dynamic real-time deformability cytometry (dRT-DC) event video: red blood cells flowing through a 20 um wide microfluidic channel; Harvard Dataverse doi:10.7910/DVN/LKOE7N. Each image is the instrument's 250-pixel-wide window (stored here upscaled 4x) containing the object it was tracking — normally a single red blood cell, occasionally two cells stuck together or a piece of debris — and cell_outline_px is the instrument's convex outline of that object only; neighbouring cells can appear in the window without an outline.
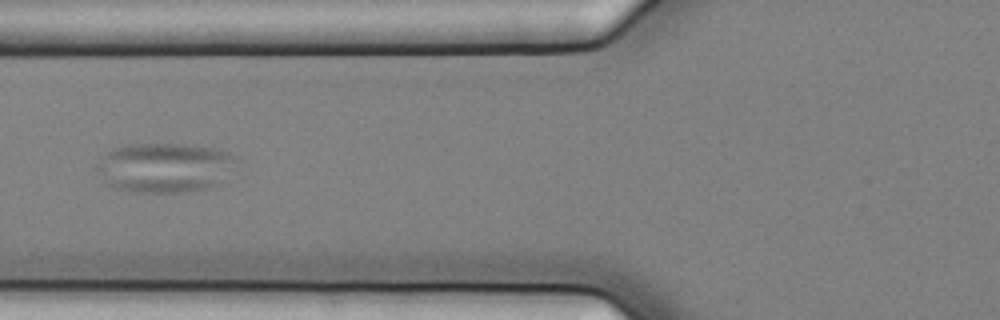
{"species": "common noctule bat (a hibernating species)", "species_latin": "Nyctalus noctula", "temperature_condition": "cold", "stored_images_in_passage": 7, "camera_frame_rate_fps": 3000, "um_per_image_px": 0.085, "animal": {"sex": "female", "body_mass_g": 25.1}, "frame": {"image": 1, "passage_image": 7, "time_ms": 2.0, "image_size_px": [1000, 320], "cell_outline_px": [[240, 160], [228, 184], [212, 188], [184, 192], [136, 192], [116, 188], [108, 184], [96, 172], [96, 164], [108, 152], [116, 148], [128, 144], [184, 144], [212, 148], [228, 152], [240, 156]], "centroid_in_image_um": [14.17, 14.26], "position_along_channel_um": 111.6, "area_um2": 41.56}}